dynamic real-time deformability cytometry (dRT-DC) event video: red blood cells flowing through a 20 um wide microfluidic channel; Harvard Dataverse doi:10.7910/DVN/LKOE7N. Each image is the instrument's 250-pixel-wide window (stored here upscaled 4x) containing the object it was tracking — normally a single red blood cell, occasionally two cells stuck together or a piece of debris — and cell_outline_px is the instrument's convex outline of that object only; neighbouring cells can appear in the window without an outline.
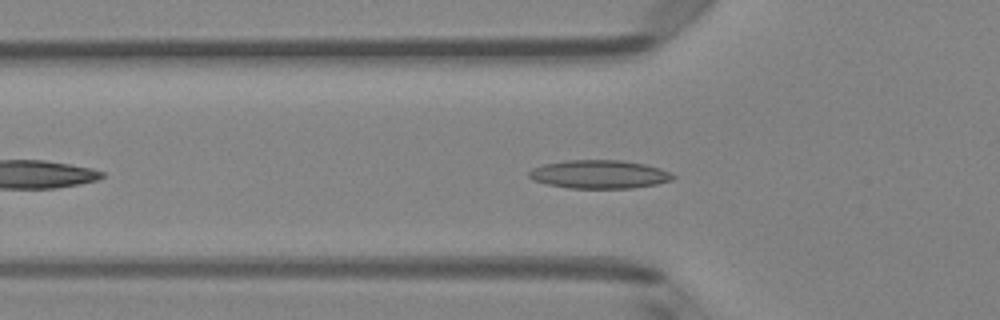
{"species": "Egyptian fruit bat (a non-hibernating species)", "species_latin": "Rousettus aegyptiacus", "temperature_condition": "room temperature", "stored_images_in_passage": 39, "camera_frame_rate_fps": 3000, "um_per_image_px": 0.085, "animal": {"sex": "female"}, "frame": {"image": 1, "passage_image": 5, "time_ms": 1.333, "image_size_px": [1000, 320], "cell_outline_px": [[676, 176], [672, 180], [656, 184], [632, 188], [568, 188], [548, 184], [532, 180], [528, 176], [528, 172], [532, 168], [544, 164], [564, 160], [624, 160], [644, 164], [660, 168]], "centroid_in_image_um": [50.92, 14.81], "position_along_channel_um": 74.9, "area_um2": 23.87}}
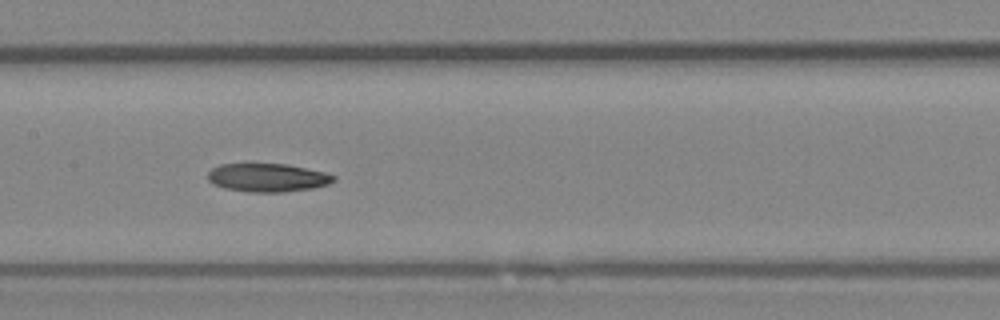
{"frame": {"image": 2, "passage_image": 13, "time_ms": 4.0, "image_size_px": [1000, 320], "cell_outline_px": [[336, 180], [328, 184], [312, 188], [284, 192], [248, 192], [224, 188], [212, 184], [208, 180], [208, 172], [212, 168], [220, 164], [248, 160], [288, 164], [324, 172], [336, 176]], "centroid_in_image_um": [22.67, 15.04], "position_along_channel_um": 184.7, "area_um2": 21.85}}
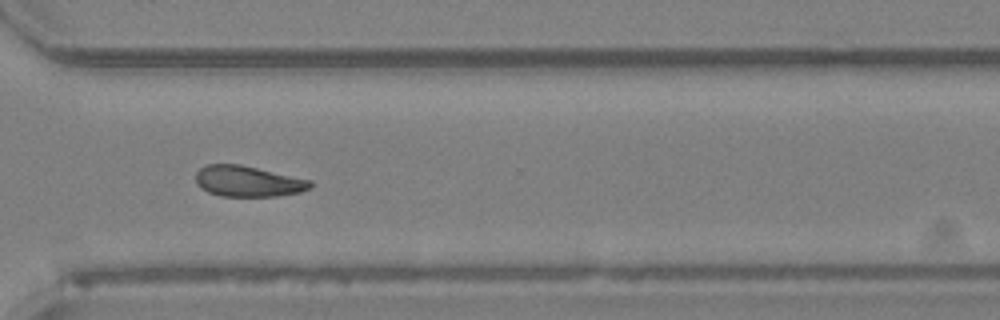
{"frame": {"image": 3, "passage_image": 25, "time_ms": 8.0, "image_size_px": [1000, 320], "cell_outline_px": [[312, 188], [300, 192], [276, 196], [220, 196], [208, 192], [200, 188], [196, 184], [196, 172], [200, 168], [208, 164], [240, 164], [312, 180]], "centroid_in_image_um": [21.07, 15.41], "position_along_channel_um": 349.5, "area_um2": 20.69}}